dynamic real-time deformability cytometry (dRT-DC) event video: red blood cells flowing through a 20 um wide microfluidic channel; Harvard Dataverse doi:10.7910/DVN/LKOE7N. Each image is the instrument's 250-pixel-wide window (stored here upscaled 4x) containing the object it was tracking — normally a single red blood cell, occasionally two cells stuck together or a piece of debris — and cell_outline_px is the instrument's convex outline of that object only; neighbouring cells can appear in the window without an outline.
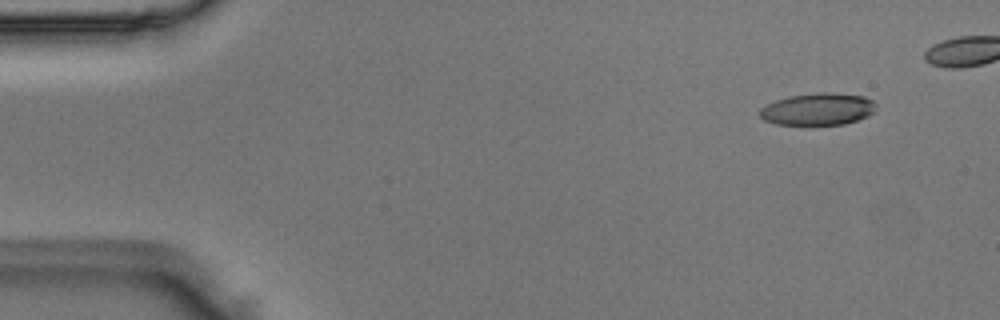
{"species": "Egyptian fruit bat (a non-hibernating species)", "species_latin": "Rousettus aegyptiacus", "temperature_condition": "room temperature", "stored_images_in_passage": 45, "camera_frame_rate_fps": 3000, "um_per_image_px": 0.085, "animal": {"sex": "male"}, "frame": {"image": 1, "passage_image": 5, "time_ms": 1.333, "image_size_px": [1000, 320], "cell_outline_px": [[876, 108], [868, 116], [844, 124], [776, 124], [764, 120], [760, 116], [760, 108], [776, 100], [788, 96], [816, 92], [832, 92], [864, 96], [872, 100], [876, 104]], "centroid_in_image_um": [69.53, 9.26], "position_along_channel_um": 15.5, "area_um2": 21.68}}
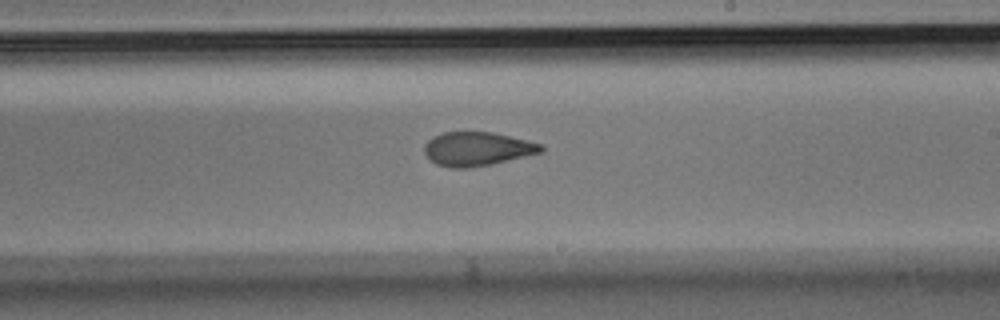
{"frame": {"image": 2, "passage_image": 30, "time_ms": 9.667, "image_size_px": [1000, 320], "cell_outline_px": [[544, 152], [492, 164], [468, 168], [452, 168], [436, 164], [424, 152], [424, 144], [432, 136], [444, 132], [492, 132], [528, 140], [544, 144]], "centroid_in_image_um": [40.59, 12.65], "position_along_channel_um": 248.4, "area_um2": 23.18}}
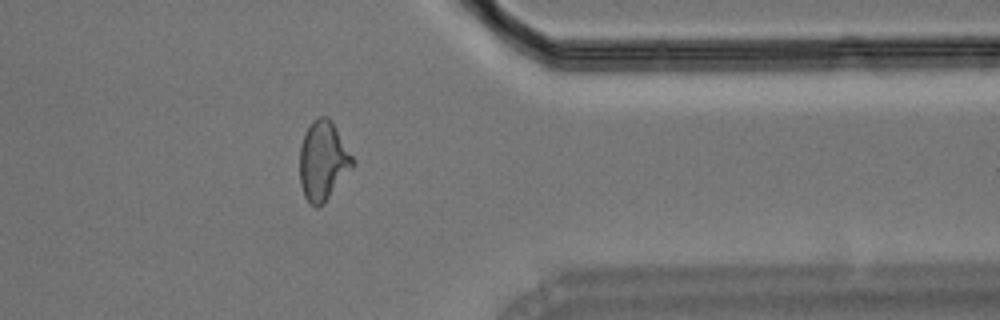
{"frame": {"image": 3, "passage_image": 41, "time_ms": 13.333, "image_size_px": [1000, 320], "cell_outline_px": [[356, 164], [324, 204], [316, 208], [304, 196], [300, 184], [300, 144], [304, 132], [312, 120], [316, 116], [328, 116], [332, 120], [356, 160]], "centroid_in_image_um": [27.48, 13.64], "position_along_channel_um": 383.9, "area_um2": 25.03}}